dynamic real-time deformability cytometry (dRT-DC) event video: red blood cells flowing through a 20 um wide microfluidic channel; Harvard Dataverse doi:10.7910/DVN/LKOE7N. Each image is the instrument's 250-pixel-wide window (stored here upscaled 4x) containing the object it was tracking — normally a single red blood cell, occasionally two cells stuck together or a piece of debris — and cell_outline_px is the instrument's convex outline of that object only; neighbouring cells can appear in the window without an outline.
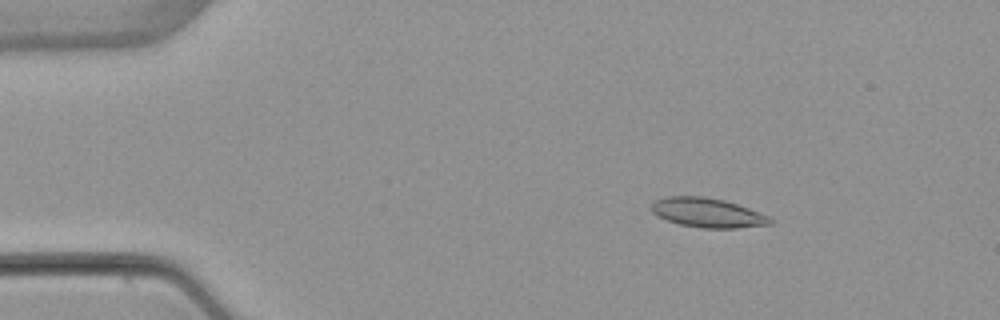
{"species": "common noctule bat (a hibernating species)", "species_latin": "Nyctalus noctula", "temperature_condition": "warm", "stored_images_in_passage": 5, "camera_frame_rate_fps": 3000, "um_per_image_px": 0.085, "animal": {"sex": "female", "body_mass_g": 22.7, "forearm_length_mm": 54.2}, "frame": {"image": 1, "passage_image": 2, "time_ms": 1.0, "image_size_px": [1000, 320], "cell_outline_px": [[772, 224], [736, 228], [700, 228], [680, 224], [656, 216], [652, 212], [652, 204], [656, 200], [668, 196], [704, 196], [724, 200], [748, 208], [768, 216], [772, 220]], "centroid_in_image_um": [60.12, 18.08], "position_along_channel_um": 24.9, "area_um2": 20.17}}